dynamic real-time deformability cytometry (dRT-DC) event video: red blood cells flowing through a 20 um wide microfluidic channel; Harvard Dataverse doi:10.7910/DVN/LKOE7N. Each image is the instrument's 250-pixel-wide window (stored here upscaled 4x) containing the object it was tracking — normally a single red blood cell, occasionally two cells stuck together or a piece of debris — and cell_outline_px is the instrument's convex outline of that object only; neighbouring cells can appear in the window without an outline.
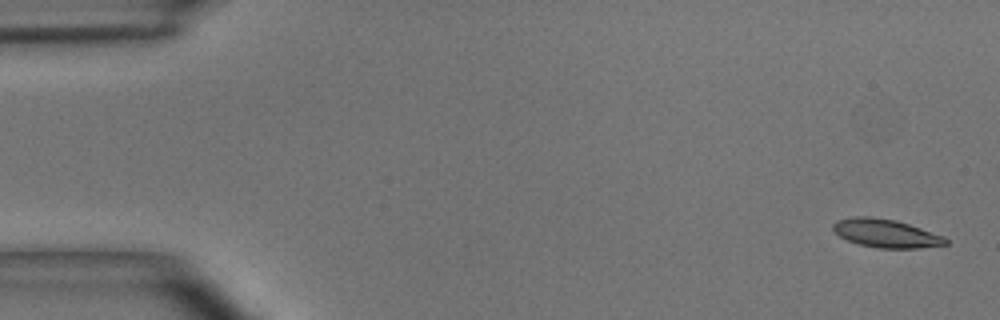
{"species": "common noctule bat (a hibernating species)", "species_latin": "Nyctalus noctula", "temperature_condition": "room temperature", "stored_images_in_passage": 6, "camera_frame_rate_fps": 3000, "um_per_image_px": 0.085, "animal": {"sex": "male", "body_mass_g": 15.6}, "frame": {"image": 1, "passage_image": 1, "time_ms": 0.0, "image_size_px": [1000, 320], "cell_outline_px": [[948, 244], [916, 248], [876, 248], [860, 244], [848, 240], [840, 236], [832, 228], [832, 224], [836, 220], [852, 216], [872, 216], [896, 220], [944, 236], [948, 240]], "centroid_in_image_um": [75.28, 19.82], "position_along_channel_um": 9.7, "area_um2": 18.55}}
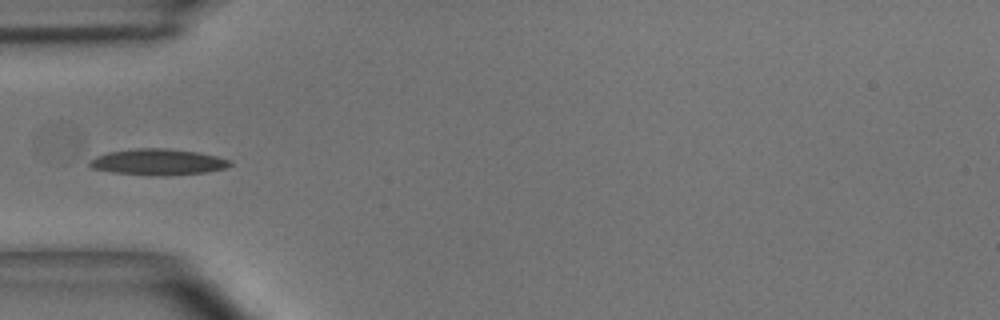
{"frame": {"image": 2, "passage_image": 5, "time_ms": 1.333, "image_size_px": [1000, 320], "cell_outline_px": [[232, 164], [228, 168], [208, 172], [160, 176], [148, 176], [112, 172], [92, 168], [88, 164], [96, 156], [108, 152], [136, 148], [168, 148], [196, 152], [216, 156], [228, 160]], "centroid_in_image_um": [13.43, 13.78], "position_along_channel_um": 71.6, "area_um2": 21.44}}
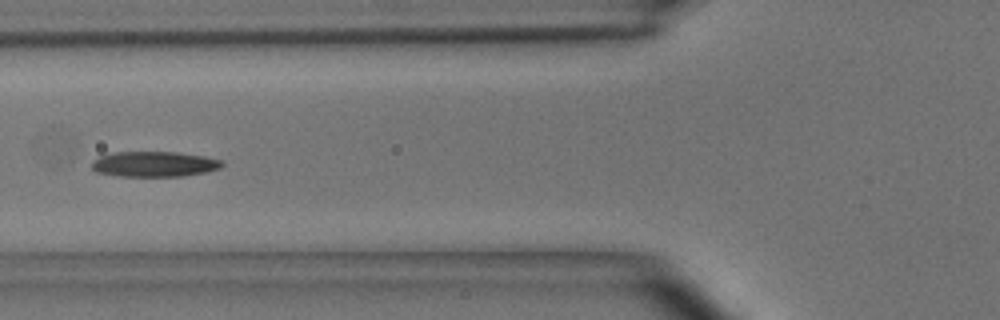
{"frame": {"image": 3, "passage_image": 6, "time_ms": 1.667, "image_size_px": [1000, 320], "cell_outline_px": [[224, 164], [220, 168], [208, 172], [184, 176], [120, 176], [96, 172], [92, 168], [92, 160], [100, 156], [116, 152], [176, 152], [204, 156], [220, 160]], "centroid_in_image_um": [13.12, 13.95], "position_along_channel_um": 112.7, "area_um2": 19.25}}